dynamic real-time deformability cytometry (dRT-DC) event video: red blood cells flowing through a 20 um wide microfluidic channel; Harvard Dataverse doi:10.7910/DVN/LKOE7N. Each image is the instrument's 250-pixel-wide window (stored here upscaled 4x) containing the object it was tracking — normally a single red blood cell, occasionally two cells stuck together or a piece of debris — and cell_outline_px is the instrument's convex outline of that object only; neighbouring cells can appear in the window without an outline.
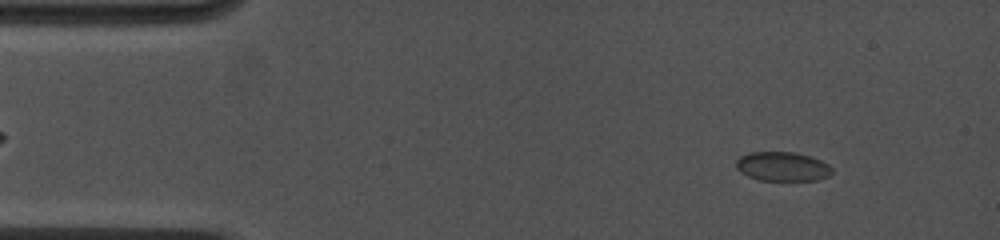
{"species": "common noctule bat (a hibernating species)", "species_latin": "Nyctalus noctula", "temperature_condition": "cold", "stored_images_in_passage": 9, "camera_frame_rate_fps": 4500, "um_per_image_px": 0.085, "animal": {"sex": "female", "body_mass_g": 19.0, "forearm_length_mm": 53.3}, "frame": {"image": 1, "passage_image": 3, "time_ms": 1.556, "image_size_px": [1000, 240], "cell_outline_px": [[832, 172], [828, 176], [820, 180], [760, 180], [748, 176], [740, 172], [736, 168], [736, 160], [740, 156], [748, 152], [796, 152], [820, 160], [828, 164], [832, 168]], "centroid_in_image_um": [66.49, 14.15], "position_along_channel_um": 18.5, "area_um2": 16.36}}
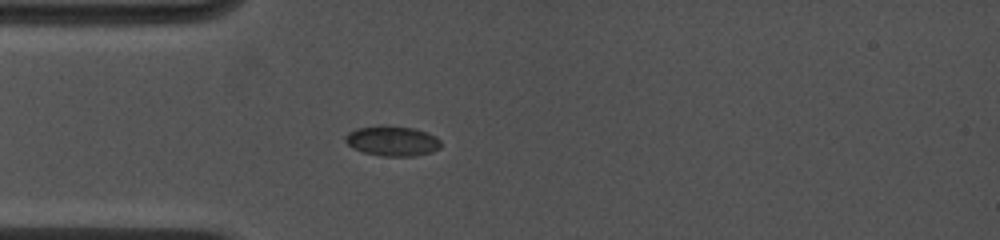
{"frame": {"image": 2, "passage_image": 7, "time_ms": 4.444, "image_size_px": [1000, 240], "cell_outline_px": [[440, 148], [432, 152], [412, 156], [380, 156], [364, 152], [352, 148], [344, 140], [344, 136], [348, 132], [356, 128], [380, 124], [384, 124], [412, 128], [436, 136], [440, 140]], "centroid_in_image_um": [33.3, 11.96], "position_along_channel_um": 51.7, "area_um2": 16.94}}
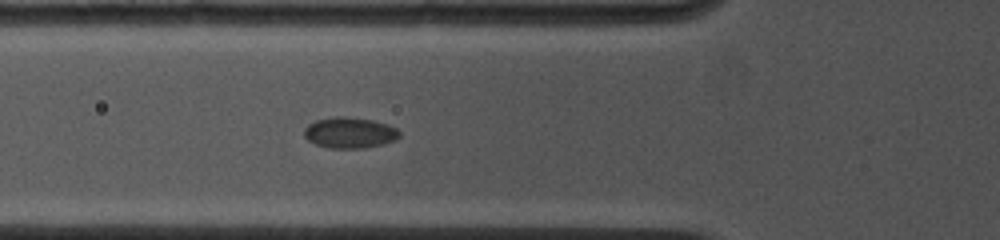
{"frame": {"image": 3, "passage_image": 9, "time_ms": 5.778, "image_size_px": [1000, 240], "cell_outline_px": [[400, 136], [396, 140], [384, 144], [364, 148], [328, 148], [316, 144], [308, 140], [304, 136], [304, 128], [308, 124], [316, 120], [332, 116], [344, 116], [372, 120], [388, 124], [396, 128], [400, 132]], "centroid_in_image_um": [29.73, 11.28], "position_along_channel_um": 96.1, "area_um2": 17.34}}